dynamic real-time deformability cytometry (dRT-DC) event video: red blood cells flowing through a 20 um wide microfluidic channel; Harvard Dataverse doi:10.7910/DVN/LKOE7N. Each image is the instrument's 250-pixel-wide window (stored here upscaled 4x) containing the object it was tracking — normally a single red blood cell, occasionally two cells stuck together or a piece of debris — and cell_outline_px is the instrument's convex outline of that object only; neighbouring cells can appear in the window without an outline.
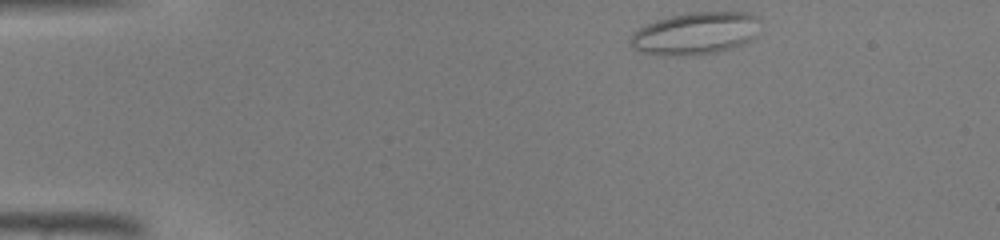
{"species": "common noctule bat (a hibernating species)", "species_latin": "Nyctalus noctula", "temperature_condition": "warm", "stored_images_in_passage": 39, "camera_frame_rate_fps": 3000, "um_per_image_px": 0.085, "animal": {"sex": "male", "body_mass_g": 19.0, "forearm_length_mm": 50.8}, "frame": {"image": 1, "passage_image": 1, "time_ms": 0.0, "image_size_px": [1000, 240], "cell_outline_px": [[760, 20], [752, 40], [716, 52], [644, 52], [636, 48], [632, 44], [632, 36], [640, 28], [656, 20], [688, 12], [748, 12], [756, 16]], "centroid_in_image_um": [59.21, 2.75], "position_along_channel_um": 25.8, "area_um2": 30.11}}
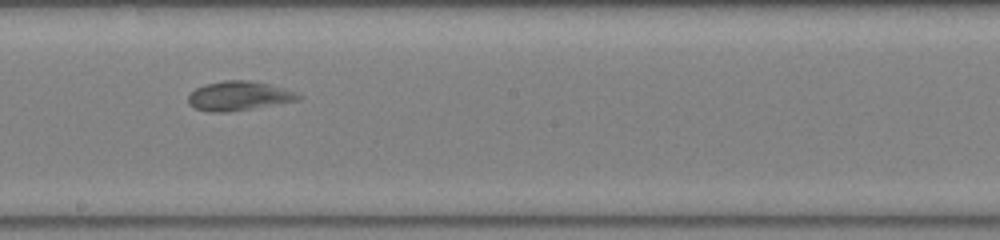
{"frame": {"image": 2, "passage_image": 20, "time_ms": 6.333, "image_size_px": [1000, 240], "cell_outline_px": [[304, 96], [300, 100], [224, 112], [212, 112], [196, 108], [188, 104], [188, 96], [196, 88], [204, 84], [224, 80], [252, 80], [284, 88], [296, 92]], "centroid_in_image_um": [20.31, 8.13], "position_along_channel_um": 227.9, "area_um2": 18.61}}
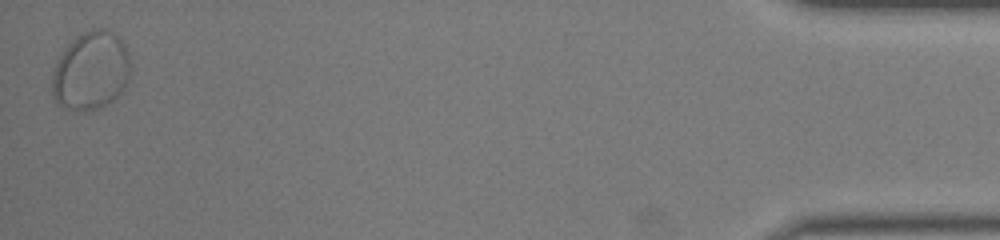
{"frame": {"image": 3, "passage_image": 39, "time_ms": 12.667, "image_size_px": [1000, 240], "cell_outline_px": [[128, 80], [124, 88], [108, 104], [96, 108], [72, 112], [56, 104], [52, 92], [52, 76], [56, 64], [60, 56], [68, 44], [76, 36], [92, 28], [108, 28], [124, 44], [128, 52]], "centroid_in_image_um": [7.69, 6.03], "position_along_channel_um": 427.5, "area_um2": 35.66}}